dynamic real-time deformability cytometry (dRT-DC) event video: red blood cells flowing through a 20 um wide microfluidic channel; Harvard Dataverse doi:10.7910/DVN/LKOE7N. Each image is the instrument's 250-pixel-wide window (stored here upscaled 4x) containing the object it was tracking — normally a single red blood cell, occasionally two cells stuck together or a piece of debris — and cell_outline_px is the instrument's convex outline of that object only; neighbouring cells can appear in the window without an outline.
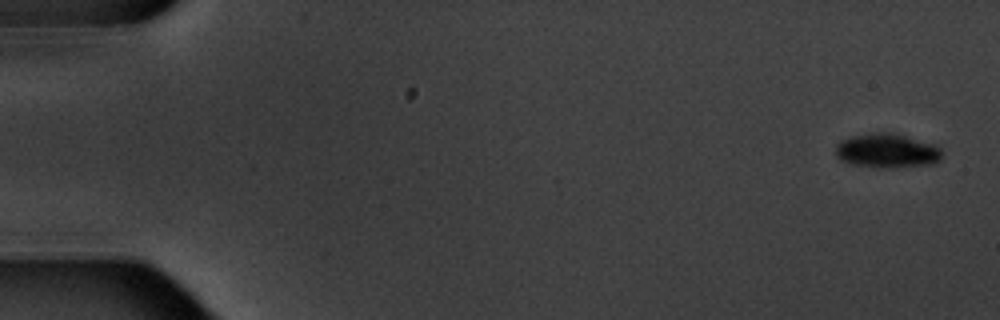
{"species": "common noctule bat (a hibernating species)", "species_latin": "Nyctalus noctula", "temperature_condition": "warm", "stored_images_in_passage": 5, "camera_frame_rate_fps": 3000, "um_per_image_px": 0.085, "animal": {"sex": "male", "body_mass_g": 20.1, "forearm_length_mm": 53.5}, "frame": {"image": 1, "passage_image": 1, "time_ms": 0.0, "image_size_px": [1000, 320], "cell_outline_px": [[944, 152], [940, 160], [936, 164], [892, 168], [876, 168], [848, 164], [840, 160], [836, 156], [836, 144], [840, 140], [852, 136], [876, 132], [892, 132], [936, 144]], "centroid_in_image_um": [75.42, 12.83], "position_along_channel_um": 9.6, "area_um2": 21.91}}
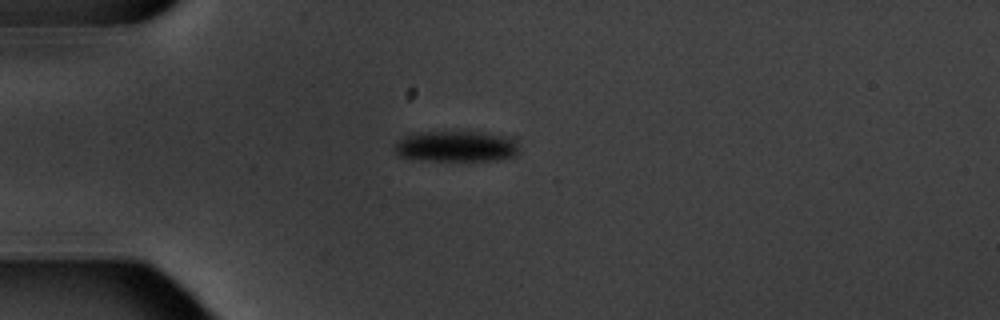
{"frame": {"image": 2, "passage_image": 5, "time_ms": 4.667, "image_size_px": [1000, 320], "cell_outline_px": [[520, 152], [516, 156], [504, 160], [424, 160], [396, 156], [392, 148], [392, 144], [396, 140], [412, 132], [484, 132], [504, 136], [520, 140]], "centroid_in_image_um": [38.78, 12.44], "position_along_channel_um": 46.2, "area_um2": 23.18}}